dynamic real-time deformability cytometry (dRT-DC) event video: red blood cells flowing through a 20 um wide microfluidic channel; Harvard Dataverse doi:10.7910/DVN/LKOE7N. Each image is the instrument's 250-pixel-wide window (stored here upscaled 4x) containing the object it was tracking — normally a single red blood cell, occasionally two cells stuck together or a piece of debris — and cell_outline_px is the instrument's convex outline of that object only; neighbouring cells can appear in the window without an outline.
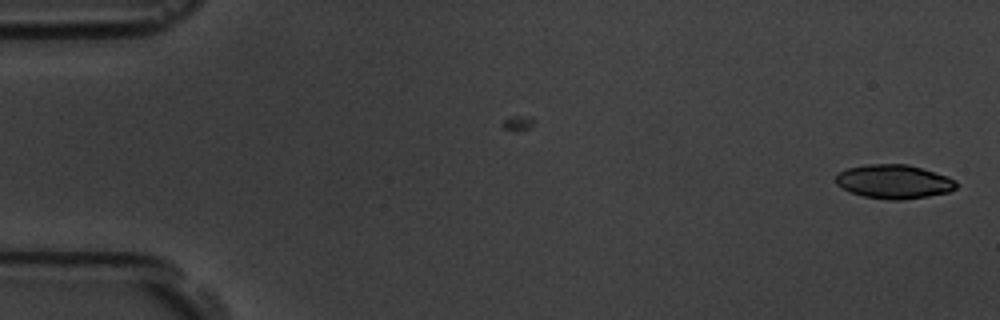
{"species": "common noctule bat (a hibernating species)", "species_latin": "Nyctalus noctula", "temperature_condition": "room temperature", "stored_images_in_passage": 55, "camera_frame_rate_fps": 3000, "um_per_image_px": 0.085, "animal": {"sex": "male", "body_mass_g": 19.5, "forearm_length_mm": 54.6}, "frame": {"image": 1, "passage_image": 1, "time_ms": 0.0, "image_size_px": [1000, 320], "cell_outline_px": [[956, 188], [948, 192], [928, 196], [900, 200], [892, 200], [864, 196], [848, 192], [836, 184], [836, 176], [840, 172], [848, 168], [864, 164], [908, 164], [948, 176], [956, 180]], "centroid_in_image_um": [75.97, 15.43], "position_along_channel_um": 9.0, "area_um2": 23.81}}
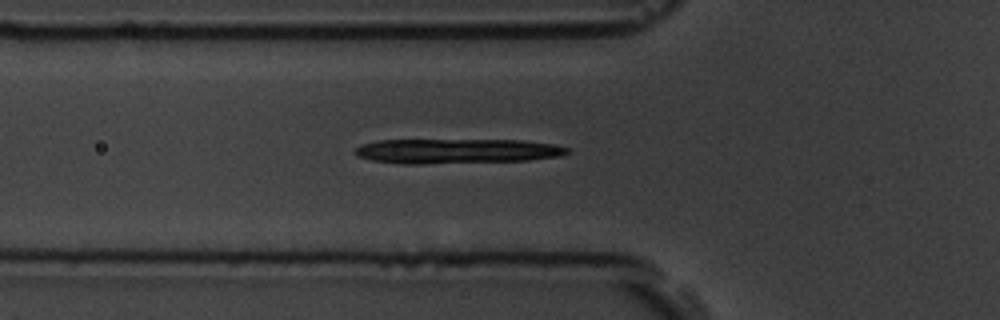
{"frame": {"image": 2, "passage_image": 19, "time_ms": 6.0, "image_size_px": [1000, 320], "cell_outline_px": [[572, 152], [560, 156], [528, 160], [424, 164], [404, 164], [372, 160], [356, 156], [352, 152], [360, 144], [380, 140], [524, 140], [556, 144], [568, 148]], "centroid_in_image_um": [38.82, 12.84], "position_along_channel_um": 87.0, "area_um2": 30.92}}
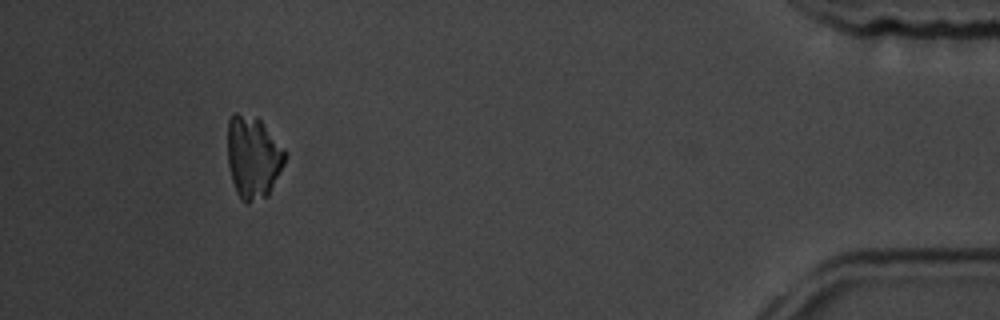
{"frame": {"image": 3, "passage_image": 51, "time_ms": 16.667, "image_size_px": [1000, 320], "cell_outline_px": [[288, 156], [268, 196], [248, 204], [240, 200], [236, 192], [232, 180], [228, 164], [228, 120], [232, 112], [236, 112], [260, 120], [288, 152]], "centroid_in_image_um": [21.52, 13.39], "position_along_channel_um": 413.7, "area_um2": 27.8}, "authors_computed_cell_mechanics": {"area_um2": 29.5358, "velocity_mm_per_s": 3.6726, "shape_relaxation_time_tau1_ms": 2.9844, "shape_relaxation_time_tau2_ms": null, "deformation_change_tau1": 0.1652, "deformation_change_tau2": null}}